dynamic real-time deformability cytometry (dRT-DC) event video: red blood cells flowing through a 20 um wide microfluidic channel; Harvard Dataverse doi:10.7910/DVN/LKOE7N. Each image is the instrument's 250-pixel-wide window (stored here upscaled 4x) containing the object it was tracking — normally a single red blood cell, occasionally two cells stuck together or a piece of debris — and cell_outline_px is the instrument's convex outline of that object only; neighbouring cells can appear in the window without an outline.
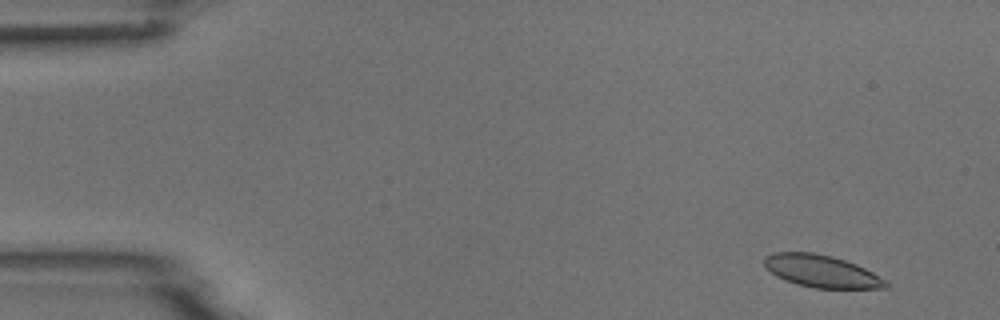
{"species": "common noctule bat (a hibernating species)", "species_latin": "Nyctalus noctula", "temperature_condition": "room temperature", "stored_images_in_passage": 7, "camera_frame_rate_fps": 3000, "um_per_image_px": 0.085, "animal": {"sex": "male", "body_mass_g": 18.8}, "frame": {"image": 1, "passage_image": 1, "time_ms": 0.0, "image_size_px": [1000, 320], "cell_outline_px": [[888, 288], [812, 288], [796, 284], [784, 280], [776, 276], [764, 264], [764, 256], [772, 252], [812, 252], [832, 256], [856, 264], [872, 272], [884, 280], [888, 284]], "centroid_in_image_um": [69.79, 23.05], "position_along_channel_um": 15.2, "area_um2": 22.77}}
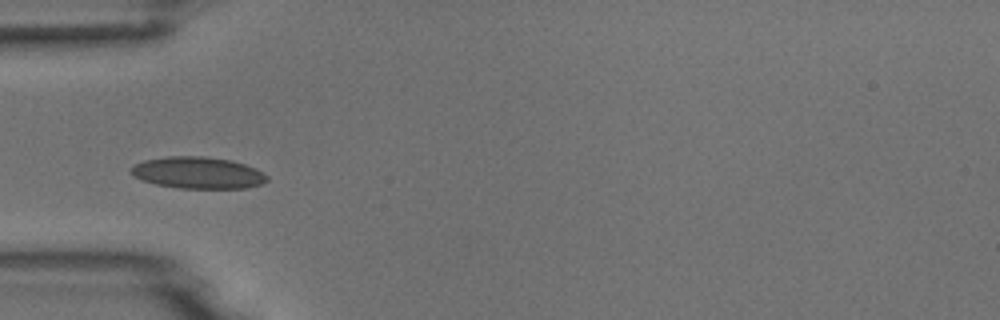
{"frame": {"image": 2, "passage_image": 4, "time_ms": 4.333, "image_size_px": [1000, 320], "cell_outline_px": [[268, 180], [264, 184], [244, 188], [180, 188], [156, 184], [132, 176], [128, 172], [136, 164], [144, 160], [168, 156], [204, 156], [232, 160], [256, 168], [264, 172], [268, 176]], "centroid_in_image_um": [16.86, 14.68], "position_along_channel_um": 68.1, "area_um2": 25.26}}